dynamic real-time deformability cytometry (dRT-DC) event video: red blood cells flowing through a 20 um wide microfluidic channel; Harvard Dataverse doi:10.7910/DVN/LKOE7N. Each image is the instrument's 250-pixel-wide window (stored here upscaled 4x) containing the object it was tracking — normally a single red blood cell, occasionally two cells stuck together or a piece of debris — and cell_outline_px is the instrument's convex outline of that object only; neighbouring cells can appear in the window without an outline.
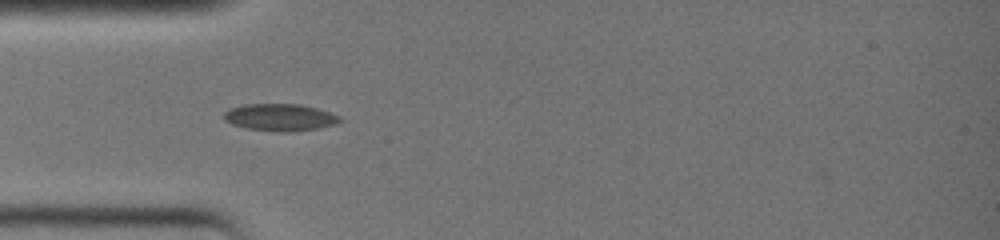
{"species": "common noctule bat (a hibernating species)", "species_latin": "Nyctalus noctula", "temperature_condition": "warm", "stored_images_in_passage": 28, "camera_frame_rate_fps": 3000, "um_per_image_px": 0.085, "animal": {"sex": "female", "body_mass_g": 19.0, "forearm_length_mm": 51.5}, "frame": {"image": 1, "passage_image": 3, "time_ms": 0.667, "image_size_px": [1000, 240], "cell_outline_px": [[340, 120], [336, 124], [316, 128], [284, 132], [248, 128], [232, 124], [224, 120], [224, 112], [228, 108], [244, 104], [300, 104], [316, 108], [340, 116]], "centroid_in_image_um": [23.75, 9.95], "position_along_channel_um": 61.2, "area_um2": 18.03}}
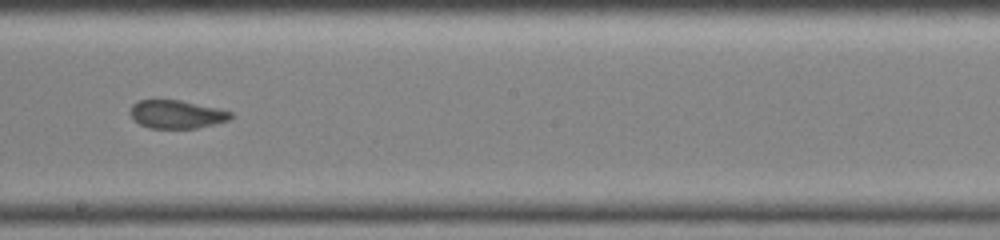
{"frame": {"image": 2, "passage_image": 13, "time_ms": 4.0, "image_size_px": [1000, 240], "cell_outline_px": [[232, 116], [228, 120], [196, 128], [148, 128], [140, 124], [128, 112], [132, 104], [140, 100], [180, 100], [220, 108], [232, 112]], "centroid_in_image_um": [15.0, 9.7], "position_along_channel_um": 233.2, "area_um2": 16.47}}
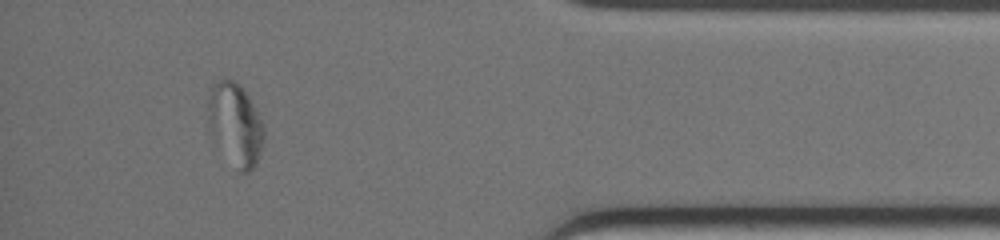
{"frame": {"image": 3, "passage_image": 25, "time_ms": 8.0, "image_size_px": [1000, 240], "cell_outline_px": [[264, 140], [256, 164], [248, 172], [240, 172], [208, 132], [208, 88], [216, 80], [224, 76], [232, 80], [248, 96], [264, 124]], "centroid_in_image_um": [19.97, 10.52], "position_along_channel_um": 415.2, "area_um2": 26.82}}